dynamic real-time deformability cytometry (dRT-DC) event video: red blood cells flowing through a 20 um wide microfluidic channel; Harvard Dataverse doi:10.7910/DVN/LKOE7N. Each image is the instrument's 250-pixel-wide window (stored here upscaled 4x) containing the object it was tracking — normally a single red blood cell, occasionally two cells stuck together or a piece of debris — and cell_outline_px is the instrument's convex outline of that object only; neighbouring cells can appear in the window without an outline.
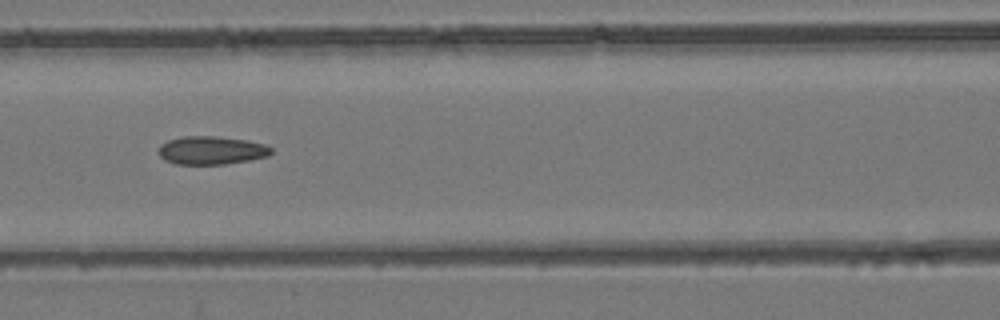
{"species": "common noctule bat (a hibernating species)", "species_latin": "Nyctalus noctula", "temperature_condition": "room temperature", "stored_images_in_passage": 8, "camera_frame_rate_fps": 3000, "um_per_image_px": 0.085, "animal": {"sex": "female", "body_mass_g": 24.6, "forearm_length_mm": 56.2}, "frame": {"image": 1, "passage_image": 6, "time_ms": 1.667, "image_size_px": [1000, 320], "cell_outline_px": [[272, 152], [268, 156], [248, 160], [224, 164], [176, 164], [164, 160], [160, 156], [160, 144], [168, 140], [184, 136], [220, 136], [248, 140], [264, 144], [272, 148]], "centroid_in_image_um": [17.98, 12.77], "position_along_channel_um": 148.6, "area_um2": 18.55}}
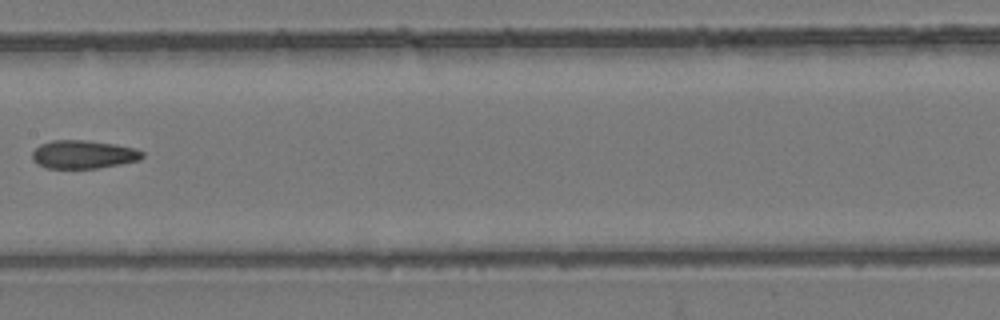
{"frame": {"image": 2, "passage_image": 7, "time_ms": 2.0, "image_size_px": [1000, 320], "cell_outline_px": [[144, 156], [140, 160], [120, 164], [96, 168], [44, 168], [36, 164], [32, 160], [32, 152], [40, 144], [52, 140], [88, 140], [116, 144], [132, 148], [144, 152]], "centroid_in_image_um": [7.06, 13.12], "position_along_channel_um": 200.3, "area_um2": 18.26}}
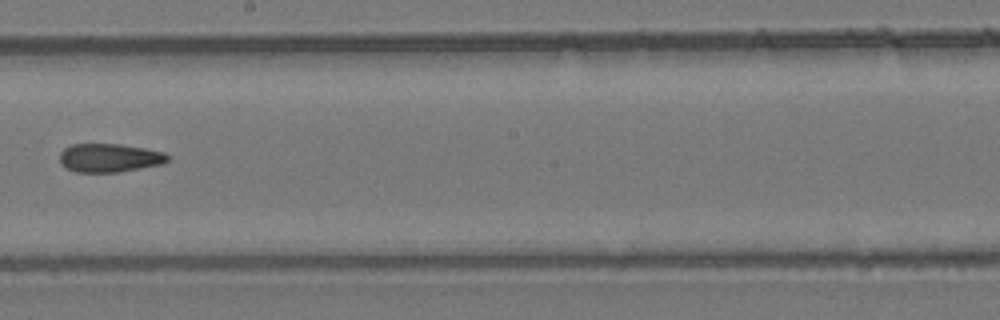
{"frame": {"image": 3, "passage_image": 8, "time_ms": 2.333, "image_size_px": [1000, 320], "cell_outline_px": [[168, 160], [164, 164], [116, 172], [76, 172], [64, 168], [60, 164], [60, 152], [64, 148], [72, 144], [120, 144], [144, 148], [164, 152], [168, 156]], "centroid_in_image_um": [9.27, 13.42], "position_along_channel_um": 238.9, "area_um2": 18.03}}